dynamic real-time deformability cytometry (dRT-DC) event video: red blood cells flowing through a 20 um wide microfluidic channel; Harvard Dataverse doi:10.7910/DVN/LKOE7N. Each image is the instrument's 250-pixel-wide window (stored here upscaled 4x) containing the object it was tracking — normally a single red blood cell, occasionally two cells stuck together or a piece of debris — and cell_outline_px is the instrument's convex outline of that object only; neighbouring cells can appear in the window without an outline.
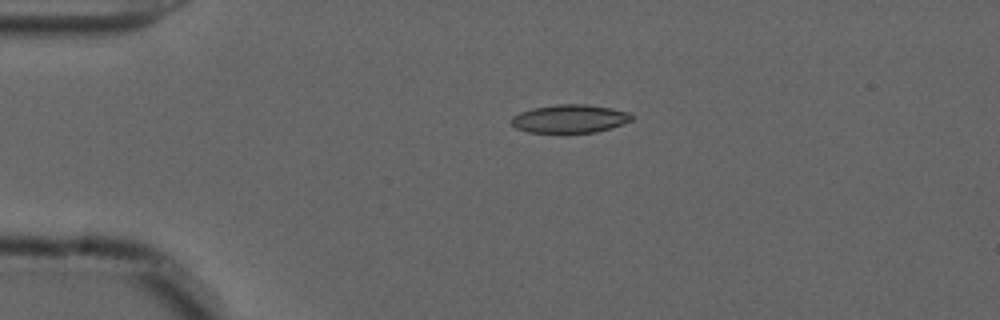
{"species": "common noctule bat (a hibernating species)", "species_latin": "Nyctalus noctula", "temperature_condition": "cold", "stored_images_in_passage": 44, "camera_frame_rate_fps": 3000, "um_per_image_px": 0.085, "animal": {"sex": "male", "forearm_length_mm": 52.5}, "frame": {"image": 1, "passage_image": 1, "time_ms": 0.0, "image_size_px": [1000, 320], "cell_outline_px": [[636, 116], [632, 120], [612, 128], [596, 132], [528, 132], [516, 128], [512, 124], [512, 116], [520, 112], [532, 108], [556, 104], [584, 104], [612, 108], [628, 112]], "centroid_in_image_um": [48.46, 10.08], "position_along_channel_um": 36.5, "area_um2": 19.83}}
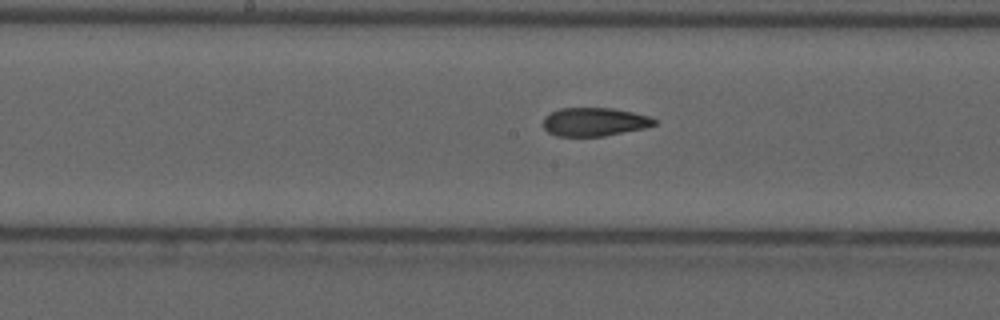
{"frame": {"image": 2, "passage_image": 17, "time_ms": 5.333, "image_size_px": [1000, 320], "cell_outline_px": [[660, 120], [656, 124], [644, 128], [604, 136], [556, 136], [548, 132], [544, 128], [544, 116], [560, 108], [616, 108], [652, 116]], "centroid_in_image_um": [50.58, 10.35], "position_along_channel_um": 197.6, "area_um2": 18.67}}
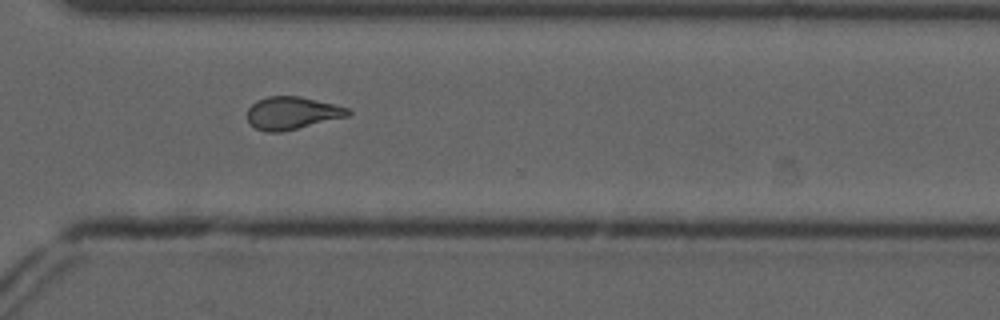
{"frame": {"image": 3, "passage_image": 29, "time_ms": 9.333, "image_size_px": [1000, 320], "cell_outline_px": [[352, 112], [348, 116], [280, 132], [264, 132], [248, 124], [248, 108], [256, 100], [268, 96], [300, 96], [348, 108]], "centroid_in_image_um": [24.78, 9.61], "position_along_channel_um": 345.8, "area_um2": 19.02}, "authors_computed_cell_mechanics": {"area_um2": 19.4497, "velocity_mm_per_s": 3.7092, "shape_relaxation_time_tau1_ms": 10.1334, "shape_relaxation_time_tau2_ms": 2.3175, "deformation_change_tau1": 0.2354, "deformation_change_tau2": 0.0961}}